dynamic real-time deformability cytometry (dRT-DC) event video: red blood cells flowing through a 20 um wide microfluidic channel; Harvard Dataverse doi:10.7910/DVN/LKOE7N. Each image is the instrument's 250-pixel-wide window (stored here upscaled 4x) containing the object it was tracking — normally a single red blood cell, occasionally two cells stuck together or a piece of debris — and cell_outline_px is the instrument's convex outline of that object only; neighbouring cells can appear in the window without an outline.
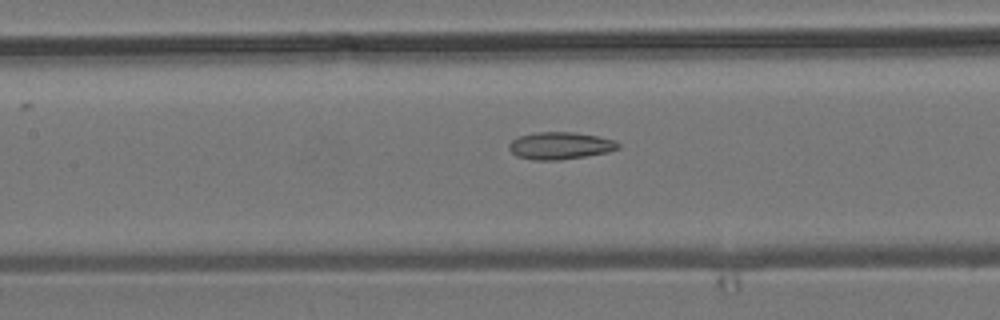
{"species": "common noctule bat (a hibernating species)", "species_latin": "Nyctalus noctula", "temperature_condition": "room temperature", "stored_images_in_passage": 7, "camera_frame_rate_fps": 3000, "um_per_image_px": 0.085, "animal": {"sex": "male", "body_mass_g": 19.2, "forearm_length_mm": 51.8}, "frame": {"image": 1, "passage_image": 7, "time_ms": 7.0, "image_size_px": [1000, 320], "cell_outline_px": [[620, 148], [608, 152], [560, 160], [532, 160], [516, 156], [508, 148], [508, 144], [512, 140], [520, 136], [536, 132], [572, 132], [596, 136], [612, 140], [620, 144]], "centroid_in_image_um": [47.58, 12.39], "position_along_channel_um": 159.8, "area_um2": 17.22}}